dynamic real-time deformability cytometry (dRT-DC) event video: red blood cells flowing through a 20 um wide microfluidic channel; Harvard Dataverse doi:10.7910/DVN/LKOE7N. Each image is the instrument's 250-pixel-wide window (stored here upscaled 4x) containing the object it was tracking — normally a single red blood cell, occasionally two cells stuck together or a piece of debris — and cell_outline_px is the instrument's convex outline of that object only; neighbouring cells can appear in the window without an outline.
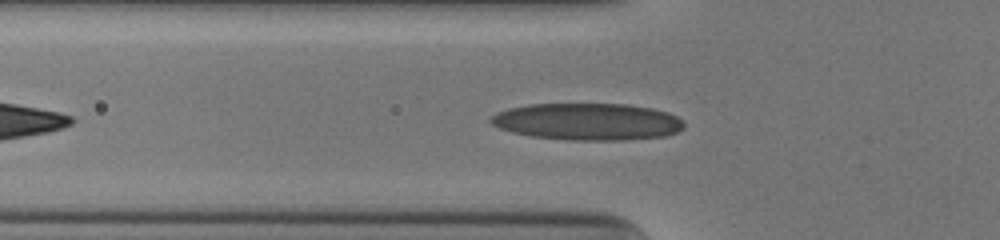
{"species": "human", "species_latin": "Homo sapiens", "temperature_condition": "cold", "stored_images_in_passage": 39, "camera_frame_rate_fps": 3000, "um_per_image_px": 0.085, "donor": {"sex": "male"}, "frame": {"image": 1, "passage_image": 6, "time_ms": 1.667, "image_size_px": [1000, 240], "cell_outline_px": [[684, 128], [676, 132], [664, 136], [624, 140], [568, 140], [532, 136], [512, 132], [500, 128], [492, 124], [488, 120], [496, 112], [508, 108], [528, 104], [624, 104], [652, 108], [668, 112], [676, 116], [684, 124]], "centroid_in_image_um": [49.92, 10.34], "position_along_channel_um": 75.9, "area_um2": 41.62}}
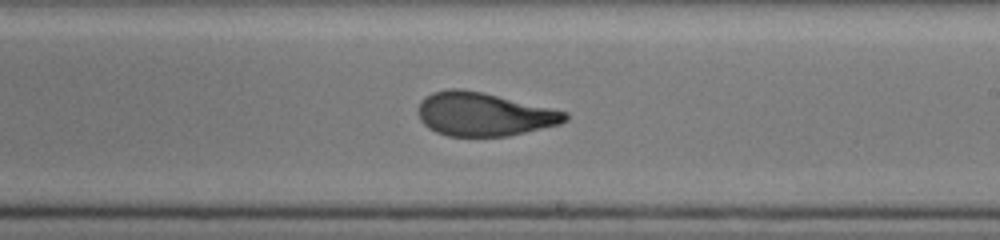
{"frame": {"image": 2, "passage_image": 19, "time_ms": 6.0, "image_size_px": [1000, 240], "cell_outline_px": [[568, 120], [560, 124], [508, 136], [448, 136], [436, 132], [428, 128], [420, 120], [416, 112], [416, 108], [420, 100], [432, 92], [448, 88], [460, 88], [484, 92], [568, 112]], "centroid_in_image_um": [41.08, 9.7], "position_along_channel_um": 247.9, "area_um2": 37.63}}
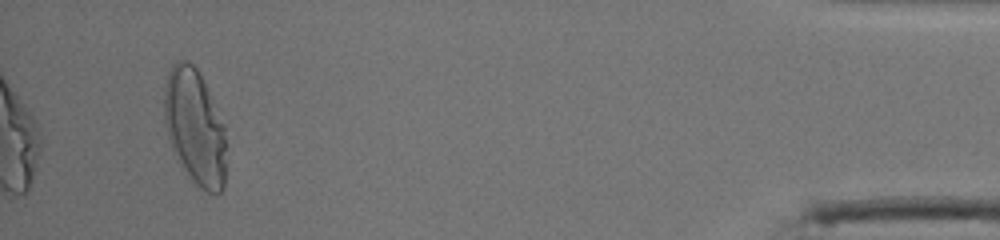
{"frame": {"image": 3, "passage_image": 37, "time_ms": 12.0, "image_size_px": [1000, 240], "cell_outline_px": [[224, 188], [220, 192], [208, 192], [200, 188], [192, 180], [176, 160], [168, 140], [164, 120], [164, 88], [168, 72], [172, 64], [176, 60], [188, 60], [196, 68], [224, 124]], "centroid_in_image_um": [16.51, 10.79], "position_along_channel_um": 418.7, "area_um2": 41.44}, "authors_computed_cell_mechanics": {"area_um2": 37.9168, "velocity_mm_per_s": 3.9631, "shape_relaxation_time_tau1_ms": 7.2315, "shape_relaxation_time_tau2_ms": 1.3731, "deformation_change_tau1": 0.2728, "deformation_change_tau2": 0.0853}}